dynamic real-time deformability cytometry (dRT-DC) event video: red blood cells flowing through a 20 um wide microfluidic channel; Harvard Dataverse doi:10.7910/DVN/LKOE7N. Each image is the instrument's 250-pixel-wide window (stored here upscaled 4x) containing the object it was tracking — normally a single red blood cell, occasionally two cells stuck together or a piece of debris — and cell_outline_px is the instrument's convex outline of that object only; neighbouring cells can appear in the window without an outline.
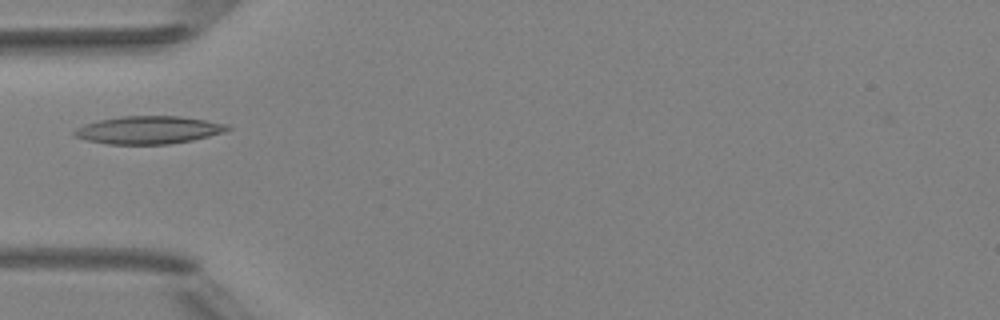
{"species": "Egyptian fruit bat (a non-hibernating species)", "species_latin": "Rousettus aegyptiacus", "temperature_condition": "room temperature", "stored_images_in_passage": 1, "camera_frame_rate_fps": 3000, "um_per_image_px": 0.085, "animal": {"sex": "female"}, "frame": {"image": 1, "passage_image": 1, "time_ms": 0.0, "image_size_px": [1000, 320], "cell_outline_px": [[232, 128], [224, 132], [192, 140], [168, 144], [108, 144], [88, 140], [76, 136], [72, 132], [76, 128], [84, 124], [100, 120], [120, 116], [176, 116], [204, 120], [228, 124]], "centroid_in_image_um": [12.63, 11.04], "position_along_channel_um": 72.4, "area_um2": 24.57}}